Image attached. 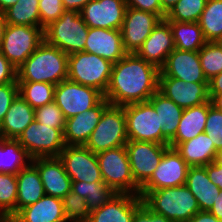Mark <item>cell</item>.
<instances>
[{
  "mask_svg": "<svg viewBox=\"0 0 222 222\" xmlns=\"http://www.w3.org/2000/svg\"><path fill=\"white\" fill-rule=\"evenodd\" d=\"M159 73L154 64L127 53L113 64L104 98L117 106L146 102L158 90Z\"/></svg>",
  "mask_w": 222,
  "mask_h": 222,
  "instance_id": "6da1fadb",
  "label": "cell"
},
{
  "mask_svg": "<svg viewBox=\"0 0 222 222\" xmlns=\"http://www.w3.org/2000/svg\"><path fill=\"white\" fill-rule=\"evenodd\" d=\"M16 71L17 82L57 85L68 78V55L44 40Z\"/></svg>",
  "mask_w": 222,
  "mask_h": 222,
  "instance_id": "7a4b0ae2",
  "label": "cell"
},
{
  "mask_svg": "<svg viewBox=\"0 0 222 222\" xmlns=\"http://www.w3.org/2000/svg\"><path fill=\"white\" fill-rule=\"evenodd\" d=\"M139 196L152 212L175 222L188 221L200 211L197 199L186 185L140 191Z\"/></svg>",
  "mask_w": 222,
  "mask_h": 222,
  "instance_id": "3957f363",
  "label": "cell"
},
{
  "mask_svg": "<svg viewBox=\"0 0 222 222\" xmlns=\"http://www.w3.org/2000/svg\"><path fill=\"white\" fill-rule=\"evenodd\" d=\"M89 27L79 12L65 10L44 29L45 41L67 55L84 51Z\"/></svg>",
  "mask_w": 222,
  "mask_h": 222,
  "instance_id": "277c9868",
  "label": "cell"
},
{
  "mask_svg": "<svg viewBox=\"0 0 222 222\" xmlns=\"http://www.w3.org/2000/svg\"><path fill=\"white\" fill-rule=\"evenodd\" d=\"M103 181L116 193L139 195L125 145L96 154Z\"/></svg>",
  "mask_w": 222,
  "mask_h": 222,
  "instance_id": "5b68a950",
  "label": "cell"
},
{
  "mask_svg": "<svg viewBox=\"0 0 222 222\" xmlns=\"http://www.w3.org/2000/svg\"><path fill=\"white\" fill-rule=\"evenodd\" d=\"M113 63L92 53L75 52L68 55V80L96 88L105 94Z\"/></svg>",
  "mask_w": 222,
  "mask_h": 222,
  "instance_id": "8992f818",
  "label": "cell"
},
{
  "mask_svg": "<svg viewBox=\"0 0 222 222\" xmlns=\"http://www.w3.org/2000/svg\"><path fill=\"white\" fill-rule=\"evenodd\" d=\"M127 142L124 108L109 104L104 109L99 123L84 146L97 154L101 151L124 146Z\"/></svg>",
  "mask_w": 222,
  "mask_h": 222,
  "instance_id": "52a82bcc",
  "label": "cell"
},
{
  "mask_svg": "<svg viewBox=\"0 0 222 222\" xmlns=\"http://www.w3.org/2000/svg\"><path fill=\"white\" fill-rule=\"evenodd\" d=\"M123 108L128 140L169 145V141L163 136L159 115L148 101L128 104Z\"/></svg>",
  "mask_w": 222,
  "mask_h": 222,
  "instance_id": "ba28073f",
  "label": "cell"
},
{
  "mask_svg": "<svg viewBox=\"0 0 222 222\" xmlns=\"http://www.w3.org/2000/svg\"><path fill=\"white\" fill-rule=\"evenodd\" d=\"M44 40L41 27L7 24L0 52L18 69Z\"/></svg>",
  "mask_w": 222,
  "mask_h": 222,
  "instance_id": "9c48e42d",
  "label": "cell"
},
{
  "mask_svg": "<svg viewBox=\"0 0 222 222\" xmlns=\"http://www.w3.org/2000/svg\"><path fill=\"white\" fill-rule=\"evenodd\" d=\"M33 159L58 157L65 148L64 133L60 129L32 121L16 139Z\"/></svg>",
  "mask_w": 222,
  "mask_h": 222,
  "instance_id": "30bf717a",
  "label": "cell"
},
{
  "mask_svg": "<svg viewBox=\"0 0 222 222\" xmlns=\"http://www.w3.org/2000/svg\"><path fill=\"white\" fill-rule=\"evenodd\" d=\"M104 99L96 88L85 86L68 79L55 86L54 102L63 112L65 119L92 109Z\"/></svg>",
  "mask_w": 222,
  "mask_h": 222,
  "instance_id": "8fae6325",
  "label": "cell"
},
{
  "mask_svg": "<svg viewBox=\"0 0 222 222\" xmlns=\"http://www.w3.org/2000/svg\"><path fill=\"white\" fill-rule=\"evenodd\" d=\"M125 147L133 178L142 187L153 175L169 145L128 140Z\"/></svg>",
  "mask_w": 222,
  "mask_h": 222,
  "instance_id": "7c38bea8",
  "label": "cell"
},
{
  "mask_svg": "<svg viewBox=\"0 0 222 222\" xmlns=\"http://www.w3.org/2000/svg\"><path fill=\"white\" fill-rule=\"evenodd\" d=\"M58 157L71 181H103L96 153L84 145H66Z\"/></svg>",
  "mask_w": 222,
  "mask_h": 222,
  "instance_id": "4fadbf2b",
  "label": "cell"
},
{
  "mask_svg": "<svg viewBox=\"0 0 222 222\" xmlns=\"http://www.w3.org/2000/svg\"><path fill=\"white\" fill-rule=\"evenodd\" d=\"M189 167L175 148L168 147L153 175L140 188V191L185 185Z\"/></svg>",
  "mask_w": 222,
  "mask_h": 222,
  "instance_id": "5bb4252c",
  "label": "cell"
},
{
  "mask_svg": "<svg viewBox=\"0 0 222 222\" xmlns=\"http://www.w3.org/2000/svg\"><path fill=\"white\" fill-rule=\"evenodd\" d=\"M161 20L152 12L127 7L121 28L125 51L136 53Z\"/></svg>",
  "mask_w": 222,
  "mask_h": 222,
  "instance_id": "9a60e30c",
  "label": "cell"
},
{
  "mask_svg": "<svg viewBox=\"0 0 222 222\" xmlns=\"http://www.w3.org/2000/svg\"><path fill=\"white\" fill-rule=\"evenodd\" d=\"M126 8L125 0H91L79 13L90 28L121 30Z\"/></svg>",
  "mask_w": 222,
  "mask_h": 222,
  "instance_id": "2e32d148",
  "label": "cell"
},
{
  "mask_svg": "<svg viewBox=\"0 0 222 222\" xmlns=\"http://www.w3.org/2000/svg\"><path fill=\"white\" fill-rule=\"evenodd\" d=\"M158 90L183 109L210 101L208 82L185 83L173 77H159Z\"/></svg>",
  "mask_w": 222,
  "mask_h": 222,
  "instance_id": "e0dca14e",
  "label": "cell"
},
{
  "mask_svg": "<svg viewBox=\"0 0 222 222\" xmlns=\"http://www.w3.org/2000/svg\"><path fill=\"white\" fill-rule=\"evenodd\" d=\"M159 77H173L186 82H208L202 71L198 51L174 49L160 68Z\"/></svg>",
  "mask_w": 222,
  "mask_h": 222,
  "instance_id": "ac0fdd59",
  "label": "cell"
},
{
  "mask_svg": "<svg viewBox=\"0 0 222 222\" xmlns=\"http://www.w3.org/2000/svg\"><path fill=\"white\" fill-rule=\"evenodd\" d=\"M31 163L38 169L45 195L63 199L71 191V178L59 157H37Z\"/></svg>",
  "mask_w": 222,
  "mask_h": 222,
  "instance_id": "d6986e66",
  "label": "cell"
},
{
  "mask_svg": "<svg viewBox=\"0 0 222 222\" xmlns=\"http://www.w3.org/2000/svg\"><path fill=\"white\" fill-rule=\"evenodd\" d=\"M174 49L175 42L170 24L163 19L152 30L135 54L160 69Z\"/></svg>",
  "mask_w": 222,
  "mask_h": 222,
  "instance_id": "ffe728a7",
  "label": "cell"
},
{
  "mask_svg": "<svg viewBox=\"0 0 222 222\" xmlns=\"http://www.w3.org/2000/svg\"><path fill=\"white\" fill-rule=\"evenodd\" d=\"M83 52L96 54L113 64L127 54L121 30L90 27Z\"/></svg>",
  "mask_w": 222,
  "mask_h": 222,
  "instance_id": "44dd1931",
  "label": "cell"
},
{
  "mask_svg": "<svg viewBox=\"0 0 222 222\" xmlns=\"http://www.w3.org/2000/svg\"><path fill=\"white\" fill-rule=\"evenodd\" d=\"M142 203L139 195L117 193L100 208L91 211L87 222H132L135 210Z\"/></svg>",
  "mask_w": 222,
  "mask_h": 222,
  "instance_id": "7402d4cb",
  "label": "cell"
},
{
  "mask_svg": "<svg viewBox=\"0 0 222 222\" xmlns=\"http://www.w3.org/2000/svg\"><path fill=\"white\" fill-rule=\"evenodd\" d=\"M110 103L104 98L98 105L66 119L64 141L66 145H85Z\"/></svg>",
  "mask_w": 222,
  "mask_h": 222,
  "instance_id": "603a6c76",
  "label": "cell"
},
{
  "mask_svg": "<svg viewBox=\"0 0 222 222\" xmlns=\"http://www.w3.org/2000/svg\"><path fill=\"white\" fill-rule=\"evenodd\" d=\"M9 222H67L62 199L44 195L36 203L22 208Z\"/></svg>",
  "mask_w": 222,
  "mask_h": 222,
  "instance_id": "cb8c5ba5",
  "label": "cell"
},
{
  "mask_svg": "<svg viewBox=\"0 0 222 222\" xmlns=\"http://www.w3.org/2000/svg\"><path fill=\"white\" fill-rule=\"evenodd\" d=\"M34 120L35 109L18 94L0 124V138L17 139Z\"/></svg>",
  "mask_w": 222,
  "mask_h": 222,
  "instance_id": "d4e9b609",
  "label": "cell"
},
{
  "mask_svg": "<svg viewBox=\"0 0 222 222\" xmlns=\"http://www.w3.org/2000/svg\"><path fill=\"white\" fill-rule=\"evenodd\" d=\"M185 185L197 199L200 211H210L220 189L210 181L206 166H190Z\"/></svg>",
  "mask_w": 222,
  "mask_h": 222,
  "instance_id": "484cf974",
  "label": "cell"
},
{
  "mask_svg": "<svg viewBox=\"0 0 222 222\" xmlns=\"http://www.w3.org/2000/svg\"><path fill=\"white\" fill-rule=\"evenodd\" d=\"M211 102L183 109L175 137L169 142V147L175 148L179 143L195 138L205 131L208 109Z\"/></svg>",
  "mask_w": 222,
  "mask_h": 222,
  "instance_id": "4316f807",
  "label": "cell"
},
{
  "mask_svg": "<svg viewBox=\"0 0 222 222\" xmlns=\"http://www.w3.org/2000/svg\"><path fill=\"white\" fill-rule=\"evenodd\" d=\"M16 214L24 207L36 203L44 195V188L38 169L30 162L17 174Z\"/></svg>",
  "mask_w": 222,
  "mask_h": 222,
  "instance_id": "83f0119b",
  "label": "cell"
},
{
  "mask_svg": "<svg viewBox=\"0 0 222 222\" xmlns=\"http://www.w3.org/2000/svg\"><path fill=\"white\" fill-rule=\"evenodd\" d=\"M175 150L189 166H206L216 160L218 152L206 132L179 143Z\"/></svg>",
  "mask_w": 222,
  "mask_h": 222,
  "instance_id": "f1b7e54d",
  "label": "cell"
},
{
  "mask_svg": "<svg viewBox=\"0 0 222 222\" xmlns=\"http://www.w3.org/2000/svg\"><path fill=\"white\" fill-rule=\"evenodd\" d=\"M159 115L163 136L170 142L176 135L183 108L157 90L148 100Z\"/></svg>",
  "mask_w": 222,
  "mask_h": 222,
  "instance_id": "f546056e",
  "label": "cell"
},
{
  "mask_svg": "<svg viewBox=\"0 0 222 222\" xmlns=\"http://www.w3.org/2000/svg\"><path fill=\"white\" fill-rule=\"evenodd\" d=\"M167 22L172 30L176 49L199 51L206 44L207 41L198 22Z\"/></svg>",
  "mask_w": 222,
  "mask_h": 222,
  "instance_id": "4dcf8cb0",
  "label": "cell"
},
{
  "mask_svg": "<svg viewBox=\"0 0 222 222\" xmlns=\"http://www.w3.org/2000/svg\"><path fill=\"white\" fill-rule=\"evenodd\" d=\"M30 162L31 158L16 139L0 138V172L17 174Z\"/></svg>",
  "mask_w": 222,
  "mask_h": 222,
  "instance_id": "1f68e13d",
  "label": "cell"
},
{
  "mask_svg": "<svg viewBox=\"0 0 222 222\" xmlns=\"http://www.w3.org/2000/svg\"><path fill=\"white\" fill-rule=\"evenodd\" d=\"M71 192L83 197L90 211L100 208L117 194L104 181H72Z\"/></svg>",
  "mask_w": 222,
  "mask_h": 222,
  "instance_id": "d6a6232c",
  "label": "cell"
},
{
  "mask_svg": "<svg viewBox=\"0 0 222 222\" xmlns=\"http://www.w3.org/2000/svg\"><path fill=\"white\" fill-rule=\"evenodd\" d=\"M198 23L207 42L218 41L222 36V0H207Z\"/></svg>",
  "mask_w": 222,
  "mask_h": 222,
  "instance_id": "836d02e7",
  "label": "cell"
},
{
  "mask_svg": "<svg viewBox=\"0 0 222 222\" xmlns=\"http://www.w3.org/2000/svg\"><path fill=\"white\" fill-rule=\"evenodd\" d=\"M4 14L7 24L40 27L39 0H18Z\"/></svg>",
  "mask_w": 222,
  "mask_h": 222,
  "instance_id": "e575fe53",
  "label": "cell"
},
{
  "mask_svg": "<svg viewBox=\"0 0 222 222\" xmlns=\"http://www.w3.org/2000/svg\"><path fill=\"white\" fill-rule=\"evenodd\" d=\"M16 200V174L0 172V221H10L16 215Z\"/></svg>",
  "mask_w": 222,
  "mask_h": 222,
  "instance_id": "d590c367",
  "label": "cell"
},
{
  "mask_svg": "<svg viewBox=\"0 0 222 222\" xmlns=\"http://www.w3.org/2000/svg\"><path fill=\"white\" fill-rule=\"evenodd\" d=\"M20 96L34 109L54 101L55 86L45 82H18Z\"/></svg>",
  "mask_w": 222,
  "mask_h": 222,
  "instance_id": "8d00e7d4",
  "label": "cell"
},
{
  "mask_svg": "<svg viewBox=\"0 0 222 222\" xmlns=\"http://www.w3.org/2000/svg\"><path fill=\"white\" fill-rule=\"evenodd\" d=\"M207 0H179L166 13V21L198 22Z\"/></svg>",
  "mask_w": 222,
  "mask_h": 222,
  "instance_id": "74e56055",
  "label": "cell"
},
{
  "mask_svg": "<svg viewBox=\"0 0 222 222\" xmlns=\"http://www.w3.org/2000/svg\"><path fill=\"white\" fill-rule=\"evenodd\" d=\"M198 54L202 71L208 81L222 72V44L217 41L206 42Z\"/></svg>",
  "mask_w": 222,
  "mask_h": 222,
  "instance_id": "f35d334b",
  "label": "cell"
},
{
  "mask_svg": "<svg viewBox=\"0 0 222 222\" xmlns=\"http://www.w3.org/2000/svg\"><path fill=\"white\" fill-rule=\"evenodd\" d=\"M65 219L68 222H87L91 211L83 197L69 192L63 199Z\"/></svg>",
  "mask_w": 222,
  "mask_h": 222,
  "instance_id": "ab89813d",
  "label": "cell"
},
{
  "mask_svg": "<svg viewBox=\"0 0 222 222\" xmlns=\"http://www.w3.org/2000/svg\"><path fill=\"white\" fill-rule=\"evenodd\" d=\"M35 120L64 133L66 119L58 105L53 101L35 109Z\"/></svg>",
  "mask_w": 222,
  "mask_h": 222,
  "instance_id": "60d3db41",
  "label": "cell"
},
{
  "mask_svg": "<svg viewBox=\"0 0 222 222\" xmlns=\"http://www.w3.org/2000/svg\"><path fill=\"white\" fill-rule=\"evenodd\" d=\"M204 132L214 143L215 149L217 151L222 150V111L213 106L208 109Z\"/></svg>",
  "mask_w": 222,
  "mask_h": 222,
  "instance_id": "b9f144b4",
  "label": "cell"
},
{
  "mask_svg": "<svg viewBox=\"0 0 222 222\" xmlns=\"http://www.w3.org/2000/svg\"><path fill=\"white\" fill-rule=\"evenodd\" d=\"M65 11L62 0H39L40 27L45 29Z\"/></svg>",
  "mask_w": 222,
  "mask_h": 222,
  "instance_id": "7bdbcfd3",
  "label": "cell"
},
{
  "mask_svg": "<svg viewBox=\"0 0 222 222\" xmlns=\"http://www.w3.org/2000/svg\"><path fill=\"white\" fill-rule=\"evenodd\" d=\"M18 94V82H10L0 85V124Z\"/></svg>",
  "mask_w": 222,
  "mask_h": 222,
  "instance_id": "ee69618b",
  "label": "cell"
},
{
  "mask_svg": "<svg viewBox=\"0 0 222 222\" xmlns=\"http://www.w3.org/2000/svg\"><path fill=\"white\" fill-rule=\"evenodd\" d=\"M127 7H132L141 11L157 14L162 20L165 19L166 12L161 7V0H125Z\"/></svg>",
  "mask_w": 222,
  "mask_h": 222,
  "instance_id": "f6af8a7d",
  "label": "cell"
},
{
  "mask_svg": "<svg viewBox=\"0 0 222 222\" xmlns=\"http://www.w3.org/2000/svg\"><path fill=\"white\" fill-rule=\"evenodd\" d=\"M132 222H175L167 219L165 216L152 212L144 203H142L134 212Z\"/></svg>",
  "mask_w": 222,
  "mask_h": 222,
  "instance_id": "bcb514c9",
  "label": "cell"
},
{
  "mask_svg": "<svg viewBox=\"0 0 222 222\" xmlns=\"http://www.w3.org/2000/svg\"><path fill=\"white\" fill-rule=\"evenodd\" d=\"M17 69L0 52V85L17 82Z\"/></svg>",
  "mask_w": 222,
  "mask_h": 222,
  "instance_id": "7dc6e473",
  "label": "cell"
},
{
  "mask_svg": "<svg viewBox=\"0 0 222 222\" xmlns=\"http://www.w3.org/2000/svg\"><path fill=\"white\" fill-rule=\"evenodd\" d=\"M206 170L210 181L222 190V166L213 161L206 165Z\"/></svg>",
  "mask_w": 222,
  "mask_h": 222,
  "instance_id": "c3c4849f",
  "label": "cell"
},
{
  "mask_svg": "<svg viewBox=\"0 0 222 222\" xmlns=\"http://www.w3.org/2000/svg\"><path fill=\"white\" fill-rule=\"evenodd\" d=\"M185 222H222L209 211H199L192 218Z\"/></svg>",
  "mask_w": 222,
  "mask_h": 222,
  "instance_id": "681fc988",
  "label": "cell"
},
{
  "mask_svg": "<svg viewBox=\"0 0 222 222\" xmlns=\"http://www.w3.org/2000/svg\"><path fill=\"white\" fill-rule=\"evenodd\" d=\"M91 0H62L65 10L80 12Z\"/></svg>",
  "mask_w": 222,
  "mask_h": 222,
  "instance_id": "f907efd6",
  "label": "cell"
},
{
  "mask_svg": "<svg viewBox=\"0 0 222 222\" xmlns=\"http://www.w3.org/2000/svg\"><path fill=\"white\" fill-rule=\"evenodd\" d=\"M209 94L222 93V72L208 81Z\"/></svg>",
  "mask_w": 222,
  "mask_h": 222,
  "instance_id": "816d5d0a",
  "label": "cell"
},
{
  "mask_svg": "<svg viewBox=\"0 0 222 222\" xmlns=\"http://www.w3.org/2000/svg\"><path fill=\"white\" fill-rule=\"evenodd\" d=\"M209 212L218 220L222 221V190H220V193Z\"/></svg>",
  "mask_w": 222,
  "mask_h": 222,
  "instance_id": "f5cc1de1",
  "label": "cell"
},
{
  "mask_svg": "<svg viewBox=\"0 0 222 222\" xmlns=\"http://www.w3.org/2000/svg\"><path fill=\"white\" fill-rule=\"evenodd\" d=\"M211 105L219 110L222 111V93L218 94H209Z\"/></svg>",
  "mask_w": 222,
  "mask_h": 222,
  "instance_id": "db71d44e",
  "label": "cell"
},
{
  "mask_svg": "<svg viewBox=\"0 0 222 222\" xmlns=\"http://www.w3.org/2000/svg\"><path fill=\"white\" fill-rule=\"evenodd\" d=\"M6 27H7V22L5 20V14L3 11H0V44L1 41L3 40Z\"/></svg>",
  "mask_w": 222,
  "mask_h": 222,
  "instance_id": "11a10c76",
  "label": "cell"
},
{
  "mask_svg": "<svg viewBox=\"0 0 222 222\" xmlns=\"http://www.w3.org/2000/svg\"><path fill=\"white\" fill-rule=\"evenodd\" d=\"M179 0H161V7L167 13Z\"/></svg>",
  "mask_w": 222,
  "mask_h": 222,
  "instance_id": "9f6ffc18",
  "label": "cell"
},
{
  "mask_svg": "<svg viewBox=\"0 0 222 222\" xmlns=\"http://www.w3.org/2000/svg\"><path fill=\"white\" fill-rule=\"evenodd\" d=\"M18 0H0V11H5L17 3Z\"/></svg>",
  "mask_w": 222,
  "mask_h": 222,
  "instance_id": "6f0895ef",
  "label": "cell"
},
{
  "mask_svg": "<svg viewBox=\"0 0 222 222\" xmlns=\"http://www.w3.org/2000/svg\"><path fill=\"white\" fill-rule=\"evenodd\" d=\"M219 165L222 166V150H219L217 152V157H216V160H215Z\"/></svg>",
  "mask_w": 222,
  "mask_h": 222,
  "instance_id": "680465c9",
  "label": "cell"
},
{
  "mask_svg": "<svg viewBox=\"0 0 222 222\" xmlns=\"http://www.w3.org/2000/svg\"><path fill=\"white\" fill-rule=\"evenodd\" d=\"M217 42L222 44V36H221V38Z\"/></svg>",
  "mask_w": 222,
  "mask_h": 222,
  "instance_id": "91938a15",
  "label": "cell"
}]
</instances>
